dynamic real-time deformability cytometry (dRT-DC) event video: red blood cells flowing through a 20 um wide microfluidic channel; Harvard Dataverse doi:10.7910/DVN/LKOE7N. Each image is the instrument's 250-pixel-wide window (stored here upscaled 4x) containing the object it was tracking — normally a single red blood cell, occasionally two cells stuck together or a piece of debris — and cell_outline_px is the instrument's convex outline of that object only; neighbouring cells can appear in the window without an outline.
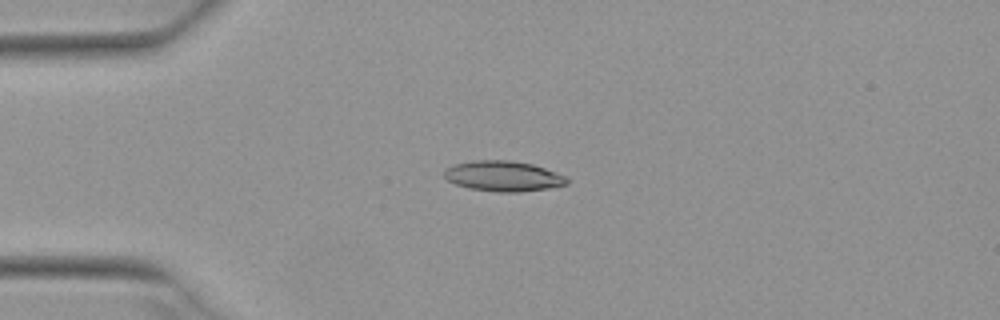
{"species": "Egyptian fruit bat (a non-hibernating species)", "species_latin": "Rousettus aegyptiacus", "temperature_condition": "warm", "stored_images_in_passage": 52, "camera_frame_rate_fps": 3000, "um_per_image_px": 0.085, "animal": {"sex": "female"}, "frame": {"image": 1, "passage_image": 13, "time_ms": 4.0, "image_size_px": [1000, 320], "cell_outline_px": [[568, 184], [548, 188], [520, 192], [500, 192], [472, 188], [456, 184], [448, 180], [444, 176], [444, 172], [448, 168], [456, 164], [472, 160], [508, 160], [532, 164], [568, 176]], "centroid_in_image_um": [42.82, 14.96], "position_along_channel_um": 42.2, "area_um2": 21.5}}
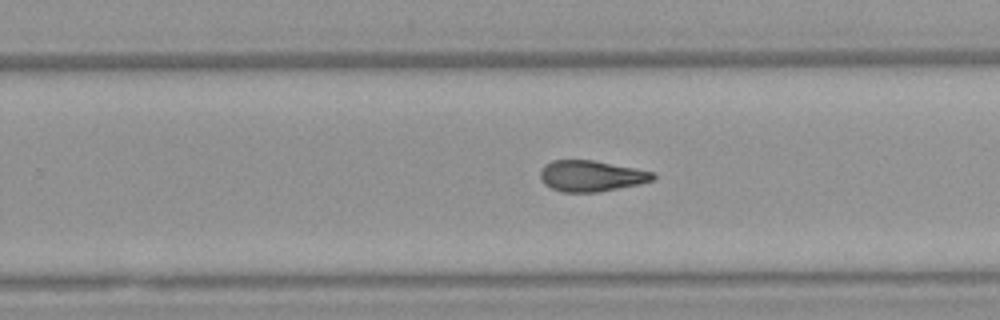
{"frame": {"image": 2, "passage_image": 33, "time_ms": 10.667, "image_size_px": [1000, 320], "cell_outline_px": [[656, 176], [652, 180], [636, 184], [596, 192], [564, 192], [552, 188], [544, 184], [540, 180], [540, 172], [544, 164], [552, 160], [592, 160], [636, 168], [656, 172]], "centroid_in_image_um": [50.22, 14.94], "position_along_channel_um": 279.6, "area_um2": 20.23}}
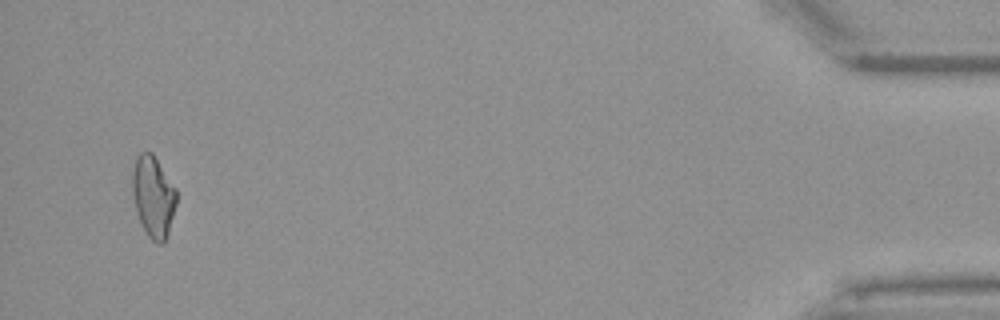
{"frame": {"image": 3, "passage_image": 50, "time_ms": 16.333, "image_size_px": [1000, 320], "cell_outline_px": [[176, 204], [168, 232], [164, 240], [160, 244], [156, 244], [148, 236], [136, 212], [132, 196], [132, 172], [136, 156], [140, 152], [152, 152], [176, 188]], "centroid_in_image_um": [13.01, 16.68], "position_along_channel_um": 422.2, "area_um2": 20.81}, "authors_computed_cell_mechanics": {"area_um2": 20.8947, "velocity_mm_per_s": 3.9431, "shape_relaxation_time_tau1_ms": 7.5079, "shape_relaxation_time_tau2_ms": 2.5311, "deformation_change_tau1": 0.2095, "deformation_change_tau2": 0.108}}